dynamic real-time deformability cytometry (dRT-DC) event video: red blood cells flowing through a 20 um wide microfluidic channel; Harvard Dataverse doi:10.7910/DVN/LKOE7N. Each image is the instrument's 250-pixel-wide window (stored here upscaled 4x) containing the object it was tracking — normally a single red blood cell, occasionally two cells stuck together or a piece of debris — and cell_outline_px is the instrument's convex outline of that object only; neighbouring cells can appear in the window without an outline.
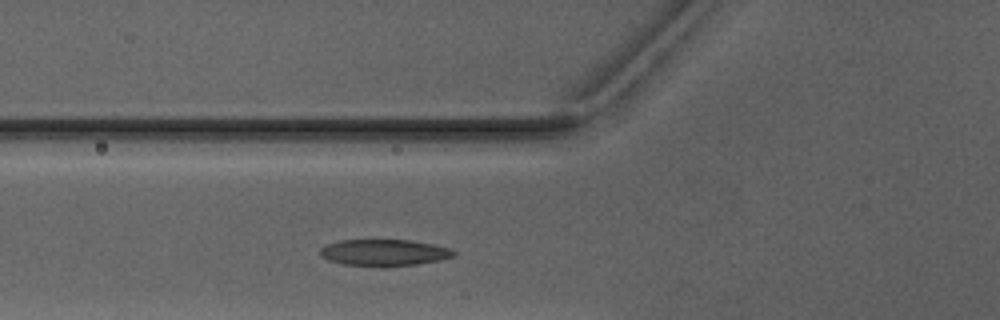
{"species": "Egyptian fruit bat (a non-hibernating species)", "species_latin": "Rousettus aegyptiacus", "temperature_condition": "warm", "stored_images_in_passage": 3, "camera_frame_rate_fps": 3000, "um_per_image_px": 0.085, "animal": {"sex": "male"}, "frame": {"image": 1, "passage_image": 3, "time_ms": 2.333, "image_size_px": [1000, 320], "cell_outline_px": [[456, 256], [440, 260], [416, 264], [384, 268], [380, 268], [344, 264], [328, 260], [320, 256], [320, 248], [328, 244], [340, 240], [412, 240], [432, 244], [448, 248], [456, 252]], "centroid_in_image_um": [32.64, 21.49], "position_along_channel_um": 93.2, "area_um2": 20.98}}